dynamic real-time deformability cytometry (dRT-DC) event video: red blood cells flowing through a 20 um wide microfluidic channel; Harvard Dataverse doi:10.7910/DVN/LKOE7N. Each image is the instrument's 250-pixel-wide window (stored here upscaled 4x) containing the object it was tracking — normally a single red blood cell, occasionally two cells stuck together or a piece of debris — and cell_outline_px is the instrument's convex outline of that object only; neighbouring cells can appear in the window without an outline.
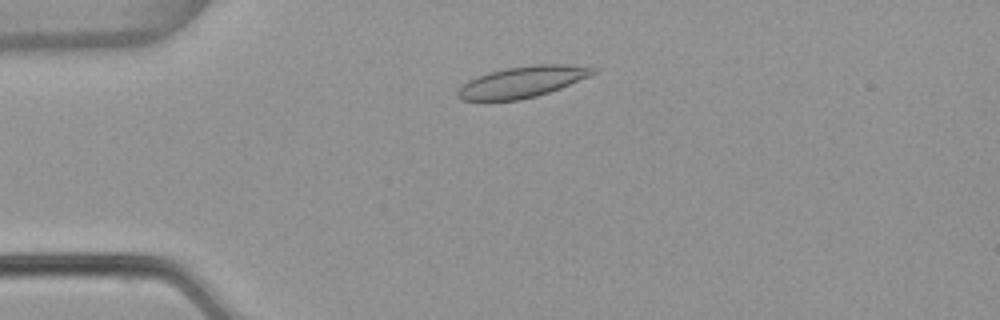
{"species": "common noctule bat (a hibernating species)", "species_latin": "Nyctalus noctula", "temperature_condition": "warm", "stored_images_in_passage": 3, "camera_frame_rate_fps": 3000, "um_per_image_px": 0.085, "animal": {"sex": "female", "body_mass_g": 22.7, "forearm_length_mm": 54.2}, "frame": {"image": 1, "passage_image": 3, "time_ms": 0.667, "image_size_px": [1000, 320], "cell_outline_px": [[600, 72], [592, 76], [560, 88], [536, 96], [520, 100], [484, 104], [460, 100], [456, 92], [468, 80], [476, 76], [488, 72], [504, 68], [532, 64], [564, 64], [600, 68]], "centroid_in_image_um": [44.36, 6.99], "position_along_channel_um": 40.6, "area_um2": 25.72}}